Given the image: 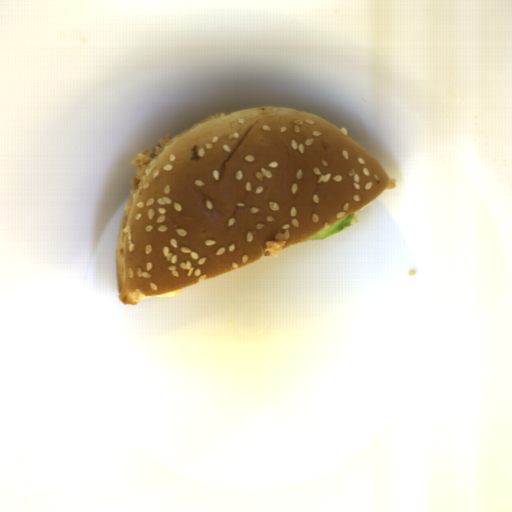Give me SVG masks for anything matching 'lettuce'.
Segmentation results:
<instances>
[{
    "instance_id": "obj_1",
    "label": "lettuce",
    "mask_w": 512,
    "mask_h": 512,
    "mask_svg": "<svg viewBox=\"0 0 512 512\" xmlns=\"http://www.w3.org/2000/svg\"><path fill=\"white\" fill-rule=\"evenodd\" d=\"M358 210L351 215L341 219L340 221L334 223L333 225L325 228L324 230L318 232L317 234L311 236L306 240H327L334 235L346 230L347 228L359 224Z\"/></svg>"
}]
</instances>
